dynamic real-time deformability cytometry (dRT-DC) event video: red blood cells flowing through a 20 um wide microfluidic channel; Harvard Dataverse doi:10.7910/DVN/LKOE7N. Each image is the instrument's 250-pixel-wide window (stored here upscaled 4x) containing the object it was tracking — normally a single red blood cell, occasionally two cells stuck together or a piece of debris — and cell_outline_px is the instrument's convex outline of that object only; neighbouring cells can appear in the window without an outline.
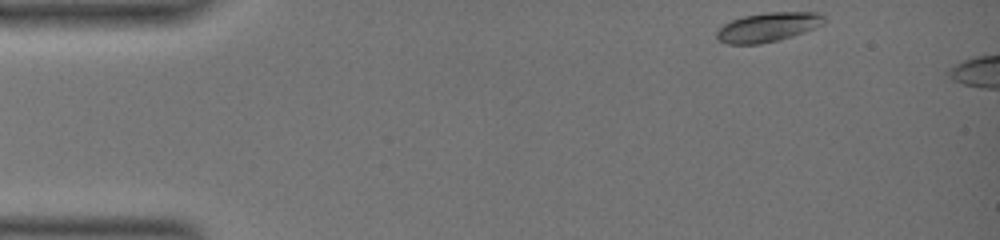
{"species": "common noctule bat (a hibernating species)", "species_latin": "Nyctalus noctula", "temperature_condition": "warm", "stored_images_in_passage": 6, "camera_frame_rate_fps": 3000, "um_per_image_px": 0.085, "animal": {"sex": "female", "body_mass_g": 19.0, "forearm_length_mm": 51.5}, "frame": {"image": 1, "passage_image": 1, "time_ms": 0.0, "image_size_px": [1000, 240], "cell_outline_px": [[828, 20], [824, 24], [804, 32], [792, 36], [760, 44], [728, 44], [720, 40], [716, 36], [716, 32], [724, 24], [732, 20], [744, 16], [764, 12], [820, 12]], "centroid_in_image_um": [65.32, 2.29], "position_along_channel_um": 19.7, "area_um2": 18.32}}